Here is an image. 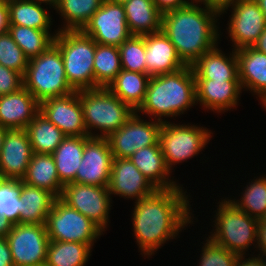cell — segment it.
<instances>
[{"instance_id": "cell-1", "label": "cell", "mask_w": 266, "mask_h": 266, "mask_svg": "<svg viewBox=\"0 0 266 266\" xmlns=\"http://www.w3.org/2000/svg\"><path fill=\"white\" fill-rule=\"evenodd\" d=\"M183 192L180 186L157 189L135 202L132 213L134 236L144 255L154 254L162 244L175 238L179 230L191 223L189 200L186 191Z\"/></svg>"}, {"instance_id": "cell-2", "label": "cell", "mask_w": 266, "mask_h": 266, "mask_svg": "<svg viewBox=\"0 0 266 266\" xmlns=\"http://www.w3.org/2000/svg\"><path fill=\"white\" fill-rule=\"evenodd\" d=\"M217 16L220 17V10L207 5L201 8L198 4L162 14L161 31L186 65H193L203 54L218 47Z\"/></svg>"}, {"instance_id": "cell-3", "label": "cell", "mask_w": 266, "mask_h": 266, "mask_svg": "<svg viewBox=\"0 0 266 266\" xmlns=\"http://www.w3.org/2000/svg\"><path fill=\"white\" fill-rule=\"evenodd\" d=\"M196 102V81L191 65L168 74L150 77L143 104L136 111L157 117H174Z\"/></svg>"}, {"instance_id": "cell-4", "label": "cell", "mask_w": 266, "mask_h": 266, "mask_svg": "<svg viewBox=\"0 0 266 266\" xmlns=\"http://www.w3.org/2000/svg\"><path fill=\"white\" fill-rule=\"evenodd\" d=\"M53 44L61 52L69 85L75 91L94 89L96 42L82 30H60Z\"/></svg>"}, {"instance_id": "cell-5", "label": "cell", "mask_w": 266, "mask_h": 266, "mask_svg": "<svg viewBox=\"0 0 266 266\" xmlns=\"http://www.w3.org/2000/svg\"><path fill=\"white\" fill-rule=\"evenodd\" d=\"M23 87L39 103L75 92L67 81L61 52L54 44L45 52L28 60Z\"/></svg>"}, {"instance_id": "cell-6", "label": "cell", "mask_w": 266, "mask_h": 266, "mask_svg": "<svg viewBox=\"0 0 266 266\" xmlns=\"http://www.w3.org/2000/svg\"><path fill=\"white\" fill-rule=\"evenodd\" d=\"M79 98L89 137L107 138L135 112L105 87L80 90ZM92 128L101 130L102 134L94 135Z\"/></svg>"}, {"instance_id": "cell-7", "label": "cell", "mask_w": 266, "mask_h": 266, "mask_svg": "<svg viewBox=\"0 0 266 266\" xmlns=\"http://www.w3.org/2000/svg\"><path fill=\"white\" fill-rule=\"evenodd\" d=\"M216 212L215 232L209 239L237 255H244L256 242L258 219L249 216L233 203L224 199Z\"/></svg>"}, {"instance_id": "cell-8", "label": "cell", "mask_w": 266, "mask_h": 266, "mask_svg": "<svg viewBox=\"0 0 266 266\" xmlns=\"http://www.w3.org/2000/svg\"><path fill=\"white\" fill-rule=\"evenodd\" d=\"M45 225L49 241L94 245V241L103 233L91 219L69 207L60 198L54 200Z\"/></svg>"}, {"instance_id": "cell-9", "label": "cell", "mask_w": 266, "mask_h": 266, "mask_svg": "<svg viewBox=\"0 0 266 266\" xmlns=\"http://www.w3.org/2000/svg\"><path fill=\"white\" fill-rule=\"evenodd\" d=\"M206 127L176 125L165 121L159 133V143L165 164L171 171L172 165L197 155L211 139Z\"/></svg>"}, {"instance_id": "cell-10", "label": "cell", "mask_w": 266, "mask_h": 266, "mask_svg": "<svg viewBox=\"0 0 266 266\" xmlns=\"http://www.w3.org/2000/svg\"><path fill=\"white\" fill-rule=\"evenodd\" d=\"M14 266H39L46 262L49 237L45 224H13L6 236Z\"/></svg>"}, {"instance_id": "cell-11", "label": "cell", "mask_w": 266, "mask_h": 266, "mask_svg": "<svg viewBox=\"0 0 266 266\" xmlns=\"http://www.w3.org/2000/svg\"><path fill=\"white\" fill-rule=\"evenodd\" d=\"M162 124L163 122L154 120L143 121L137 112H134L117 131L107 137L113 158H130L135 151L143 147L160 145L159 133Z\"/></svg>"}, {"instance_id": "cell-12", "label": "cell", "mask_w": 266, "mask_h": 266, "mask_svg": "<svg viewBox=\"0 0 266 266\" xmlns=\"http://www.w3.org/2000/svg\"><path fill=\"white\" fill-rule=\"evenodd\" d=\"M229 7L233 11L228 24V33L234 42V50L252 47L266 27L260 7L255 0H228L220 10V15Z\"/></svg>"}, {"instance_id": "cell-13", "label": "cell", "mask_w": 266, "mask_h": 266, "mask_svg": "<svg viewBox=\"0 0 266 266\" xmlns=\"http://www.w3.org/2000/svg\"><path fill=\"white\" fill-rule=\"evenodd\" d=\"M111 194L108 186H95L81 183H69L63 186L60 199L69 207L76 209L91 219L103 231L109 221Z\"/></svg>"}, {"instance_id": "cell-14", "label": "cell", "mask_w": 266, "mask_h": 266, "mask_svg": "<svg viewBox=\"0 0 266 266\" xmlns=\"http://www.w3.org/2000/svg\"><path fill=\"white\" fill-rule=\"evenodd\" d=\"M82 31L98 44L119 47L131 36L124 5L104 0Z\"/></svg>"}, {"instance_id": "cell-15", "label": "cell", "mask_w": 266, "mask_h": 266, "mask_svg": "<svg viewBox=\"0 0 266 266\" xmlns=\"http://www.w3.org/2000/svg\"><path fill=\"white\" fill-rule=\"evenodd\" d=\"M113 155L107 138L90 137L85 142L82 161L74 183L108 186Z\"/></svg>"}, {"instance_id": "cell-16", "label": "cell", "mask_w": 266, "mask_h": 266, "mask_svg": "<svg viewBox=\"0 0 266 266\" xmlns=\"http://www.w3.org/2000/svg\"><path fill=\"white\" fill-rule=\"evenodd\" d=\"M40 113L66 136H89L84 123L79 91L44 100L40 103Z\"/></svg>"}, {"instance_id": "cell-17", "label": "cell", "mask_w": 266, "mask_h": 266, "mask_svg": "<svg viewBox=\"0 0 266 266\" xmlns=\"http://www.w3.org/2000/svg\"><path fill=\"white\" fill-rule=\"evenodd\" d=\"M108 190L110 194L134 198L137 202L154 193L157 188L130 158H113Z\"/></svg>"}, {"instance_id": "cell-18", "label": "cell", "mask_w": 266, "mask_h": 266, "mask_svg": "<svg viewBox=\"0 0 266 266\" xmlns=\"http://www.w3.org/2000/svg\"><path fill=\"white\" fill-rule=\"evenodd\" d=\"M33 154L25 129L7 130L0 154V175L5 179L22 180Z\"/></svg>"}, {"instance_id": "cell-19", "label": "cell", "mask_w": 266, "mask_h": 266, "mask_svg": "<svg viewBox=\"0 0 266 266\" xmlns=\"http://www.w3.org/2000/svg\"><path fill=\"white\" fill-rule=\"evenodd\" d=\"M146 74L150 77L176 72L187 66L162 32L145 35Z\"/></svg>"}, {"instance_id": "cell-20", "label": "cell", "mask_w": 266, "mask_h": 266, "mask_svg": "<svg viewBox=\"0 0 266 266\" xmlns=\"http://www.w3.org/2000/svg\"><path fill=\"white\" fill-rule=\"evenodd\" d=\"M40 112V103L24 87L0 96V125L4 128L26 129Z\"/></svg>"}, {"instance_id": "cell-21", "label": "cell", "mask_w": 266, "mask_h": 266, "mask_svg": "<svg viewBox=\"0 0 266 266\" xmlns=\"http://www.w3.org/2000/svg\"><path fill=\"white\" fill-rule=\"evenodd\" d=\"M196 102L213 111L225 112L236 107L241 93L239 80L195 79Z\"/></svg>"}, {"instance_id": "cell-22", "label": "cell", "mask_w": 266, "mask_h": 266, "mask_svg": "<svg viewBox=\"0 0 266 266\" xmlns=\"http://www.w3.org/2000/svg\"><path fill=\"white\" fill-rule=\"evenodd\" d=\"M241 88H250L261 103L266 99V54L253 47L236 50Z\"/></svg>"}, {"instance_id": "cell-23", "label": "cell", "mask_w": 266, "mask_h": 266, "mask_svg": "<svg viewBox=\"0 0 266 266\" xmlns=\"http://www.w3.org/2000/svg\"><path fill=\"white\" fill-rule=\"evenodd\" d=\"M230 55L225 56L216 46L203 54L191 65L195 79L239 80L236 50Z\"/></svg>"}, {"instance_id": "cell-24", "label": "cell", "mask_w": 266, "mask_h": 266, "mask_svg": "<svg viewBox=\"0 0 266 266\" xmlns=\"http://www.w3.org/2000/svg\"><path fill=\"white\" fill-rule=\"evenodd\" d=\"M134 165L157 189H172L179 187L169 179L170 171L164 160L160 145L143 147L130 157Z\"/></svg>"}, {"instance_id": "cell-25", "label": "cell", "mask_w": 266, "mask_h": 266, "mask_svg": "<svg viewBox=\"0 0 266 266\" xmlns=\"http://www.w3.org/2000/svg\"><path fill=\"white\" fill-rule=\"evenodd\" d=\"M123 5L131 35L144 36L161 31L163 13L153 0H128Z\"/></svg>"}, {"instance_id": "cell-26", "label": "cell", "mask_w": 266, "mask_h": 266, "mask_svg": "<svg viewBox=\"0 0 266 266\" xmlns=\"http://www.w3.org/2000/svg\"><path fill=\"white\" fill-rule=\"evenodd\" d=\"M19 197L22 201L19 223L46 224L56 197L46 189L31 186L21 180Z\"/></svg>"}, {"instance_id": "cell-27", "label": "cell", "mask_w": 266, "mask_h": 266, "mask_svg": "<svg viewBox=\"0 0 266 266\" xmlns=\"http://www.w3.org/2000/svg\"><path fill=\"white\" fill-rule=\"evenodd\" d=\"M22 182L43 188L60 198L63 184L60 182L54 158L51 154L33 153Z\"/></svg>"}, {"instance_id": "cell-28", "label": "cell", "mask_w": 266, "mask_h": 266, "mask_svg": "<svg viewBox=\"0 0 266 266\" xmlns=\"http://www.w3.org/2000/svg\"><path fill=\"white\" fill-rule=\"evenodd\" d=\"M149 80L146 73L122 69L107 89L136 112L145 100Z\"/></svg>"}, {"instance_id": "cell-29", "label": "cell", "mask_w": 266, "mask_h": 266, "mask_svg": "<svg viewBox=\"0 0 266 266\" xmlns=\"http://www.w3.org/2000/svg\"><path fill=\"white\" fill-rule=\"evenodd\" d=\"M89 138V136H66L51 154L55 161L60 182L63 185L72 183L75 180L77 169L82 161L85 142Z\"/></svg>"}, {"instance_id": "cell-30", "label": "cell", "mask_w": 266, "mask_h": 266, "mask_svg": "<svg viewBox=\"0 0 266 266\" xmlns=\"http://www.w3.org/2000/svg\"><path fill=\"white\" fill-rule=\"evenodd\" d=\"M42 3L53 6V2L48 0H7L10 25L49 31L52 19L42 8Z\"/></svg>"}, {"instance_id": "cell-31", "label": "cell", "mask_w": 266, "mask_h": 266, "mask_svg": "<svg viewBox=\"0 0 266 266\" xmlns=\"http://www.w3.org/2000/svg\"><path fill=\"white\" fill-rule=\"evenodd\" d=\"M33 153L52 154L66 135L40 112L25 129Z\"/></svg>"}, {"instance_id": "cell-32", "label": "cell", "mask_w": 266, "mask_h": 266, "mask_svg": "<svg viewBox=\"0 0 266 266\" xmlns=\"http://www.w3.org/2000/svg\"><path fill=\"white\" fill-rule=\"evenodd\" d=\"M104 0H55L53 7L63 19L65 25L60 30H82Z\"/></svg>"}, {"instance_id": "cell-33", "label": "cell", "mask_w": 266, "mask_h": 266, "mask_svg": "<svg viewBox=\"0 0 266 266\" xmlns=\"http://www.w3.org/2000/svg\"><path fill=\"white\" fill-rule=\"evenodd\" d=\"M93 245L79 242L49 241L47 266H84L91 255Z\"/></svg>"}, {"instance_id": "cell-34", "label": "cell", "mask_w": 266, "mask_h": 266, "mask_svg": "<svg viewBox=\"0 0 266 266\" xmlns=\"http://www.w3.org/2000/svg\"><path fill=\"white\" fill-rule=\"evenodd\" d=\"M93 69L94 88H107L122 70L119 48L96 43Z\"/></svg>"}, {"instance_id": "cell-35", "label": "cell", "mask_w": 266, "mask_h": 266, "mask_svg": "<svg viewBox=\"0 0 266 266\" xmlns=\"http://www.w3.org/2000/svg\"><path fill=\"white\" fill-rule=\"evenodd\" d=\"M8 33L28 59L45 52L53 44L56 36L49 34V31L19 25H9Z\"/></svg>"}, {"instance_id": "cell-36", "label": "cell", "mask_w": 266, "mask_h": 266, "mask_svg": "<svg viewBox=\"0 0 266 266\" xmlns=\"http://www.w3.org/2000/svg\"><path fill=\"white\" fill-rule=\"evenodd\" d=\"M244 191L241 201L230 200V202L249 216L259 220L266 212V176L251 181Z\"/></svg>"}, {"instance_id": "cell-37", "label": "cell", "mask_w": 266, "mask_h": 266, "mask_svg": "<svg viewBox=\"0 0 266 266\" xmlns=\"http://www.w3.org/2000/svg\"><path fill=\"white\" fill-rule=\"evenodd\" d=\"M118 48L123 70L146 73L145 35H131Z\"/></svg>"}, {"instance_id": "cell-38", "label": "cell", "mask_w": 266, "mask_h": 266, "mask_svg": "<svg viewBox=\"0 0 266 266\" xmlns=\"http://www.w3.org/2000/svg\"><path fill=\"white\" fill-rule=\"evenodd\" d=\"M20 180L5 179L0 185V216L13 224L19 223L22 201L19 197Z\"/></svg>"}, {"instance_id": "cell-39", "label": "cell", "mask_w": 266, "mask_h": 266, "mask_svg": "<svg viewBox=\"0 0 266 266\" xmlns=\"http://www.w3.org/2000/svg\"><path fill=\"white\" fill-rule=\"evenodd\" d=\"M28 60L8 32L0 35V64L2 66L10 68L24 76Z\"/></svg>"}, {"instance_id": "cell-40", "label": "cell", "mask_w": 266, "mask_h": 266, "mask_svg": "<svg viewBox=\"0 0 266 266\" xmlns=\"http://www.w3.org/2000/svg\"><path fill=\"white\" fill-rule=\"evenodd\" d=\"M199 266H235L238 255L207 238Z\"/></svg>"}, {"instance_id": "cell-41", "label": "cell", "mask_w": 266, "mask_h": 266, "mask_svg": "<svg viewBox=\"0 0 266 266\" xmlns=\"http://www.w3.org/2000/svg\"><path fill=\"white\" fill-rule=\"evenodd\" d=\"M23 87V76L0 64V96L17 92Z\"/></svg>"}, {"instance_id": "cell-42", "label": "cell", "mask_w": 266, "mask_h": 266, "mask_svg": "<svg viewBox=\"0 0 266 266\" xmlns=\"http://www.w3.org/2000/svg\"><path fill=\"white\" fill-rule=\"evenodd\" d=\"M157 8L165 13L169 10L185 7L190 4L189 0H153Z\"/></svg>"}, {"instance_id": "cell-43", "label": "cell", "mask_w": 266, "mask_h": 266, "mask_svg": "<svg viewBox=\"0 0 266 266\" xmlns=\"http://www.w3.org/2000/svg\"><path fill=\"white\" fill-rule=\"evenodd\" d=\"M0 266H14L10 246L6 237H0Z\"/></svg>"}, {"instance_id": "cell-44", "label": "cell", "mask_w": 266, "mask_h": 266, "mask_svg": "<svg viewBox=\"0 0 266 266\" xmlns=\"http://www.w3.org/2000/svg\"><path fill=\"white\" fill-rule=\"evenodd\" d=\"M9 25L7 0H0V35L8 32Z\"/></svg>"}, {"instance_id": "cell-45", "label": "cell", "mask_w": 266, "mask_h": 266, "mask_svg": "<svg viewBox=\"0 0 266 266\" xmlns=\"http://www.w3.org/2000/svg\"><path fill=\"white\" fill-rule=\"evenodd\" d=\"M257 246L260 248V252L264 257L266 255V225L258 221L257 234H256Z\"/></svg>"}, {"instance_id": "cell-46", "label": "cell", "mask_w": 266, "mask_h": 266, "mask_svg": "<svg viewBox=\"0 0 266 266\" xmlns=\"http://www.w3.org/2000/svg\"><path fill=\"white\" fill-rule=\"evenodd\" d=\"M243 255H238L235 266H264L263 265V256L258 255V257H252L244 260ZM243 259V260H242Z\"/></svg>"}, {"instance_id": "cell-47", "label": "cell", "mask_w": 266, "mask_h": 266, "mask_svg": "<svg viewBox=\"0 0 266 266\" xmlns=\"http://www.w3.org/2000/svg\"><path fill=\"white\" fill-rule=\"evenodd\" d=\"M192 1L190 2V4H194L195 1V3L200 2L201 4L203 3L204 5L211 6L218 10H221L225 6L228 0H192Z\"/></svg>"}, {"instance_id": "cell-48", "label": "cell", "mask_w": 266, "mask_h": 266, "mask_svg": "<svg viewBox=\"0 0 266 266\" xmlns=\"http://www.w3.org/2000/svg\"><path fill=\"white\" fill-rule=\"evenodd\" d=\"M13 223L7 218L0 216V237H6L11 231Z\"/></svg>"}, {"instance_id": "cell-49", "label": "cell", "mask_w": 266, "mask_h": 266, "mask_svg": "<svg viewBox=\"0 0 266 266\" xmlns=\"http://www.w3.org/2000/svg\"><path fill=\"white\" fill-rule=\"evenodd\" d=\"M252 47L257 51L266 54V27Z\"/></svg>"}, {"instance_id": "cell-50", "label": "cell", "mask_w": 266, "mask_h": 266, "mask_svg": "<svg viewBox=\"0 0 266 266\" xmlns=\"http://www.w3.org/2000/svg\"><path fill=\"white\" fill-rule=\"evenodd\" d=\"M262 11L266 21V0H255Z\"/></svg>"}, {"instance_id": "cell-51", "label": "cell", "mask_w": 266, "mask_h": 266, "mask_svg": "<svg viewBox=\"0 0 266 266\" xmlns=\"http://www.w3.org/2000/svg\"><path fill=\"white\" fill-rule=\"evenodd\" d=\"M7 130L8 129H6L3 126L0 125V154H1V148H2V145H3V140H4V137H5V134H6Z\"/></svg>"}, {"instance_id": "cell-52", "label": "cell", "mask_w": 266, "mask_h": 266, "mask_svg": "<svg viewBox=\"0 0 266 266\" xmlns=\"http://www.w3.org/2000/svg\"><path fill=\"white\" fill-rule=\"evenodd\" d=\"M258 221L266 225V212L261 216Z\"/></svg>"}, {"instance_id": "cell-53", "label": "cell", "mask_w": 266, "mask_h": 266, "mask_svg": "<svg viewBox=\"0 0 266 266\" xmlns=\"http://www.w3.org/2000/svg\"><path fill=\"white\" fill-rule=\"evenodd\" d=\"M109 2H113V3H119V4H124L125 2H127L128 0H107Z\"/></svg>"}, {"instance_id": "cell-54", "label": "cell", "mask_w": 266, "mask_h": 266, "mask_svg": "<svg viewBox=\"0 0 266 266\" xmlns=\"http://www.w3.org/2000/svg\"><path fill=\"white\" fill-rule=\"evenodd\" d=\"M4 180H5V178L2 177V176L0 175V185H1V183H2Z\"/></svg>"}, {"instance_id": "cell-55", "label": "cell", "mask_w": 266, "mask_h": 266, "mask_svg": "<svg viewBox=\"0 0 266 266\" xmlns=\"http://www.w3.org/2000/svg\"><path fill=\"white\" fill-rule=\"evenodd\" d=\"M265 257H266V255H265ZM263 265L266 266V259L265 260L263 259Z\"/></svg>"}]
</instances>
